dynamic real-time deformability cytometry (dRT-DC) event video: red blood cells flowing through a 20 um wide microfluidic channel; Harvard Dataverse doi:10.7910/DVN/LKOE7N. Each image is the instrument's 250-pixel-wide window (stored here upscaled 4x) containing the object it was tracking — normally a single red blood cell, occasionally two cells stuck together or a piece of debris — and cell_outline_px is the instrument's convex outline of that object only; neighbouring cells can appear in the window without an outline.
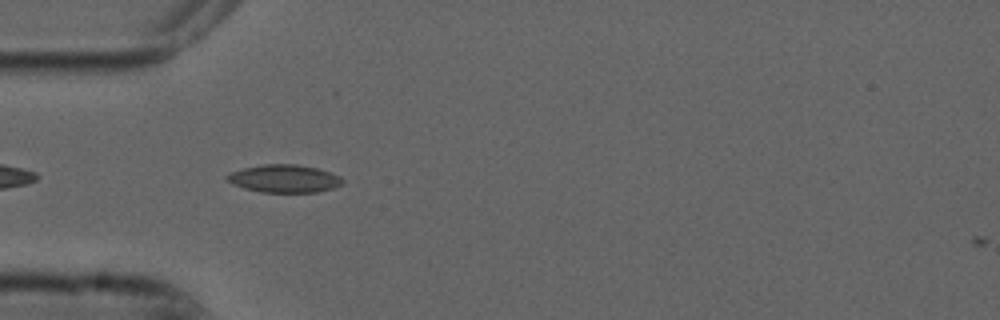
{"species": "common noctule bat (a hibernating species)", "species_latin": "Nyctalus noctula", "temperature_condition": "cold", "stored_images_in_passage": 41, "camera_frame_rate_fps": 3000, "um_per_image_px": 0.085, "animal": {"sex": "male", "forearm_length_mm": 52.5}, "frame": {"image": 1, "passage_image": 3, "time_ms": 0.667, "image_size_px": [1000, 320], "cell_outline_px": [[344, 184], [332, 188], [316, 192], [260, 192], [244, 188], [232, 184], [224, 180], [224, 176], [232, 172], [244, 168], [264, 164], [296, 164], [316, 168], [340, 176], [344, 180]], "centroid_in_image_um": [24.13, 15.18], "position_along_channel_um": 60.9, "area_um2": 18.73}}
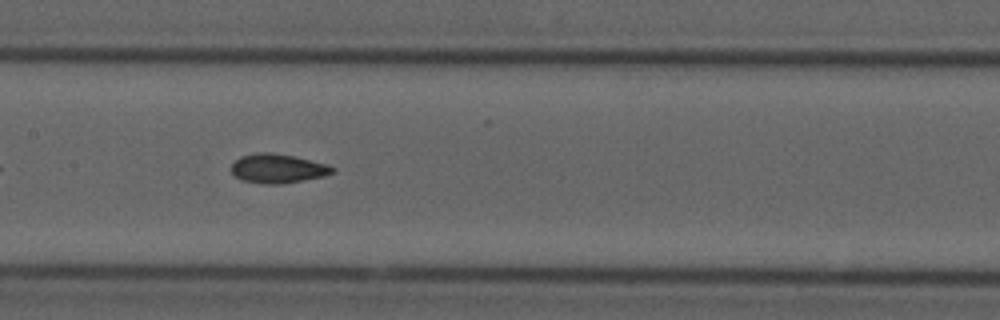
{"frame": {"image": 2, "passage_image": 13, "time_ms": 4.0, "image_size_px": [1000, 320], "cell_outline_px": [[336, 172], [324, 176], [304, 180], [280, 184], [260, 184], [240, 180], [232, 172], [232, 164], [240, 156], [256, 152], [268, 152], [292, 156], [328, 164], [336, 168]], "centroid_in_image_um": [23.62, 14.33], "position_along_channel_um": 183.8, "area_um2": 17.28}}
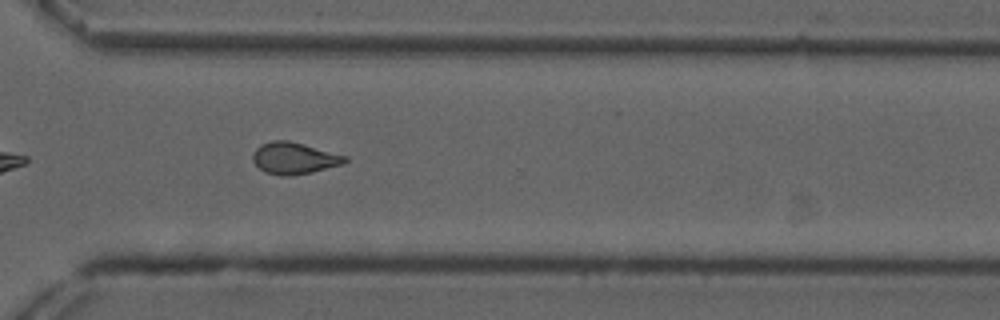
{"frame": {"image": 3, "passage_image": 26, "time_ms": 8.333, "image_size_px": [1000, 320], "cell_outline_px": [[348, 160], [344, 164], [312, 172], [292, 176], [280, 176], [264, 172], [252, 160], [252, 156], [256, 148], [260, 144], [272, 140], [288, 140], [348, 156]], "centroid_in_image_um": [25.01, 13.45], "position_along_channel_um": 345.6, "area_um2": 17.17}, "authors_computed_cell_mechanics": {"area_um2": 16.762, "velocity_mm_per_s": 3.7397, "shape_relaxation_time_tau1_ms": null, "shape_relaxation_time_tau2_ms": 1.8939, "deformation_change_tau1": null, "deformation_change_tau2": 0.0719}}